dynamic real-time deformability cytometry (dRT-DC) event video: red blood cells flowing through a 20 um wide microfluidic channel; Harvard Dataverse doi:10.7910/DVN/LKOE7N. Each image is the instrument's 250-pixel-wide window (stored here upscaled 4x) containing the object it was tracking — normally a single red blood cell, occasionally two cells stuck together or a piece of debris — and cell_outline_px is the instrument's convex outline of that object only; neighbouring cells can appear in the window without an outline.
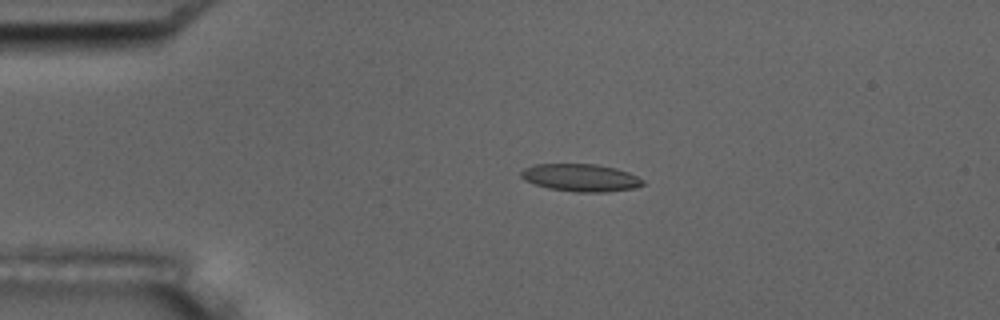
{"species": "common noctule bat (a hibernating species)", "species_latin": "Nyctalus noctula", "temperature_condition": "room temperature", "stored_images_in_passage": 4, "camera_frame_rate_fps": 3000, "um_per_image_px": 0.085, "animal": {"sex": "male", "body_mass_g": 17.5, "forearm_length_mm": 52.3}, "frame": {"image": 1, "passage_image": 4, "time_ms": 3.333, "image_size_px": [1000, 320], "cell_outline_px": [[644, 184], [636, 188], [604, 192], [576, 192], [548, 188], [524, 180], [520, 176], [520, 172], [524, 168], [536, 164], [596, 164], [616, 168], [628, 172], [644, 180]], "centroid_in_image_um": [49.36, 15.1], "position_along_channel_um": 35.6, "area_um2": 19.54}}